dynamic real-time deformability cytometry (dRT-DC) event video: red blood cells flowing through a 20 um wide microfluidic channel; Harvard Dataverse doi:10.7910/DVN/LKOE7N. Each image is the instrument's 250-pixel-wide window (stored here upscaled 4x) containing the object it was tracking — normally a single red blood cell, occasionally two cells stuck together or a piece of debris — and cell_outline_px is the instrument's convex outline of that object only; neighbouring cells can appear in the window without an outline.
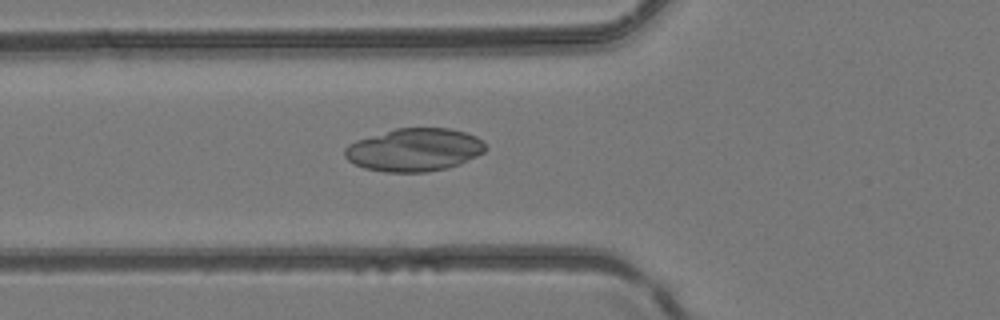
{"species": "common noctule bat (a hibernating species)", "species_latin": "Nyctalus noctula", "temperature_condition": "room temperature", "stored_images_in_passage": 48, "camera_frame_rate_fps": 3000, "um_per_image_px": 0.085, "animal": {"sex": "female", "body_mass_g": 24.6, "forearm_length_mm": 56.2}, "frame": {"image": 1, "passage_image": 18, "time_ms": 5.667, "image_size_px": [1000, 320], "cell_outline_px": [[488, 148], [484, 152], [460, 164], [448, 168], [424, 172], [384, 172], [364, 168], [348, 160], [344, 156], [344, 148], [348, 144], [356, 140], [396, 128], [448, 128], [464, 132], [476, 136]], "centroid_in_image_um": [35.2, 12.74], "position_along_channel_um": 90.6, "area_um2": 35.2}}
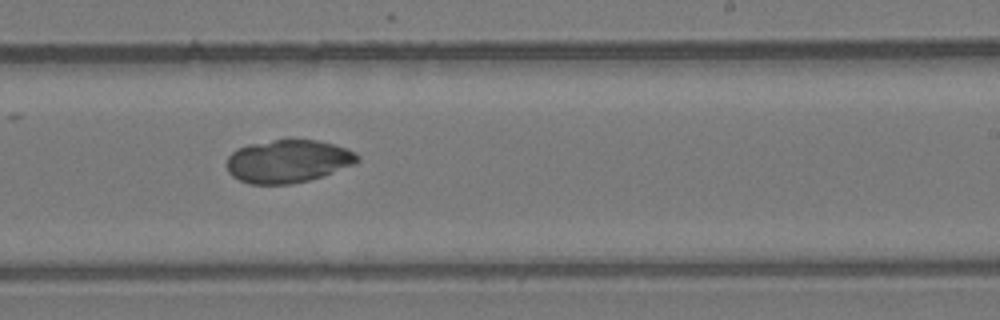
{"frame": {"image": 2, "passage_image": 30, "time_ms": 9.667, "image_size_px": [1000, 320], "cell_outline_px": [[360, 160], [356, 164], [324, 176], [292, 184], [248, 184], [232, 176], [228, 172], [228, 156], [236, 148], [248, 144], [288, 136], [292, 136], [316, 140], [348, 148], [356, 152], [360, 156]], "centroid_in_image_um": [24.51, 13.66], "position_along_channel_um": 264.5, "area_um2": 33.76}}
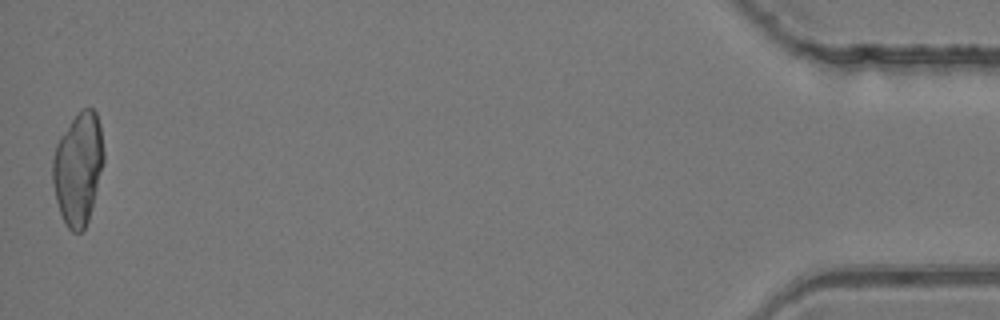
{"frame": {"image": 3, "passage_image": 48, "time_ms": 15.667, "image_size_px": [1000, 320], "cell_outline_px": [[104, 164], [88, 220], [84, 228], [80, 232], [72, 232], [64, 224], [56, 200], [52, 180], [52, 160], [56, 144], [60, 136], [72, 120], [84, 108], [92, 108], [96, 112], [100, 124], [104, 152]], "centroid_in_image_um": [6.64, 14.33], "position_along_channel_um": 428.6, "area_um2": 33.41}}